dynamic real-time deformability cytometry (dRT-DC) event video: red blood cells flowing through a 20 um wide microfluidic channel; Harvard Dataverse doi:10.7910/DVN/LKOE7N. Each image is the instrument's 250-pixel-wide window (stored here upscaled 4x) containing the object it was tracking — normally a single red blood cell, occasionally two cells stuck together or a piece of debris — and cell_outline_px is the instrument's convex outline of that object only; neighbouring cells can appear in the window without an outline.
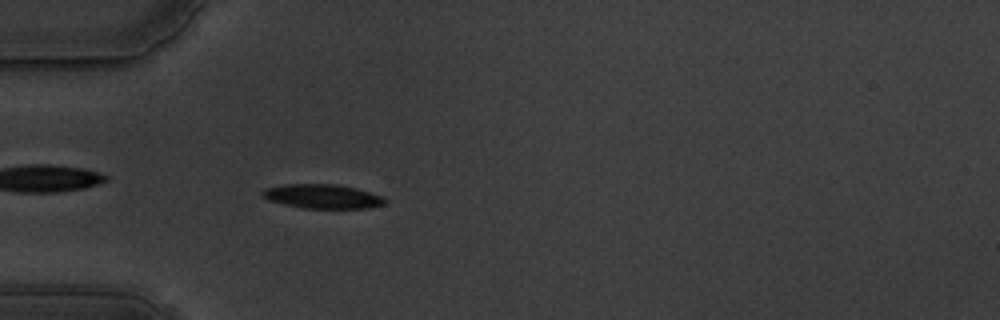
{"species": "common noctule bat (a hibernating species)", "species_latin": "Nyctalus noctula", "temperature_condition": "warm", "stored_images_in_passage": 58, "camera_frame_rate_fps": 3000, "um_per_image_px": 0.085, "animal": {"sex": "male", "body_mass_g": 19.5, "forearm_length_mm": 54.6}, "frame": {"image": 1, "passage_image": 18, "time_ms": 5.667, "image_size_px": [1000, 320], "cell_outline_px": [[388, 200], [384, 204], [368, 208], [300, 208], [268, 200], [260, 196], [260, 192], [264, 188], [284, 184], [336, 184], [356, 188], [380, 196]], "centroid_in_image_um": [27.34, 16.69], "position_along_channel_um": 57.7, "area_um2": 17.34}}
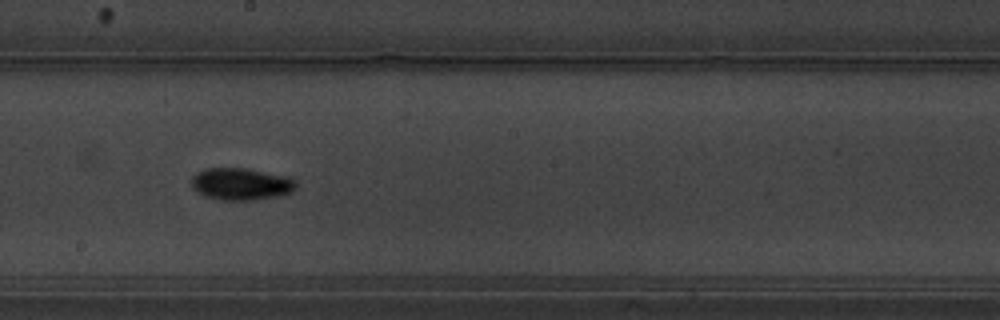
{"frame": {"image": 2, "passage_image": 33, "time_ms": 10.667, "image_size_px": [1000, 320], "cell_outline_px": [[296, 188], [292, 192], [276, 196], [252, 200], [220, 200], [204, 196], [192, 188], [192, 176], [196, 172], [204, 168], [244, 168], [280, 176], [296, 180]], "centroid_in_image_um": [20.42, 15.65], "position_along_channel_um": 227.8, "area_um2": 19.31}}
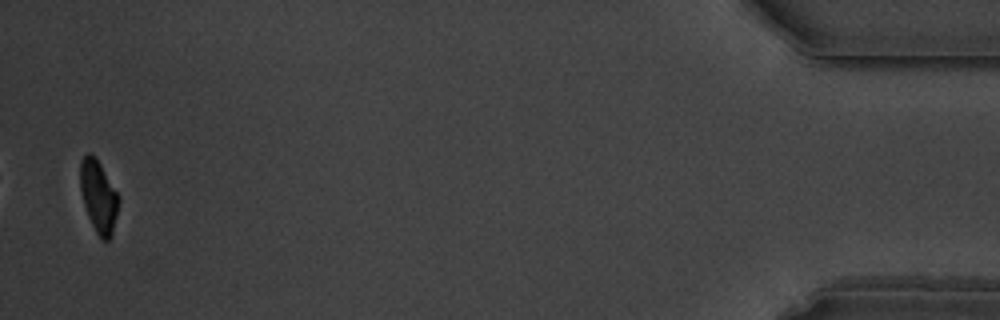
{"frame": {"image": 3, "passage_image": 57, "time_ms": 18.667, "image_size_px": [1000, 320], "cell_outline_px": [[120, 200], [112, 236], [108, 240], [100, 240], [88, 216], [80, 192], [80, 160], [88, 152], [96, 156], [120, 196]], "centroid_in_image_um": [8.39, 16.68], "position_along_channel_um": 426.8, "area_um2": 16.47}, "authors_computed_cell_mechanics": {"area_um2": 17.3978, "velocity_mm_per_s": 3.5302, "shape_relaxation_time_tau1_ms": 2.9882, "shape_relaxation_time_tau2_ms": 9.0348, "deformation_change_tau1": 0.1492, "deformation_change_tau2": 0.1353}}